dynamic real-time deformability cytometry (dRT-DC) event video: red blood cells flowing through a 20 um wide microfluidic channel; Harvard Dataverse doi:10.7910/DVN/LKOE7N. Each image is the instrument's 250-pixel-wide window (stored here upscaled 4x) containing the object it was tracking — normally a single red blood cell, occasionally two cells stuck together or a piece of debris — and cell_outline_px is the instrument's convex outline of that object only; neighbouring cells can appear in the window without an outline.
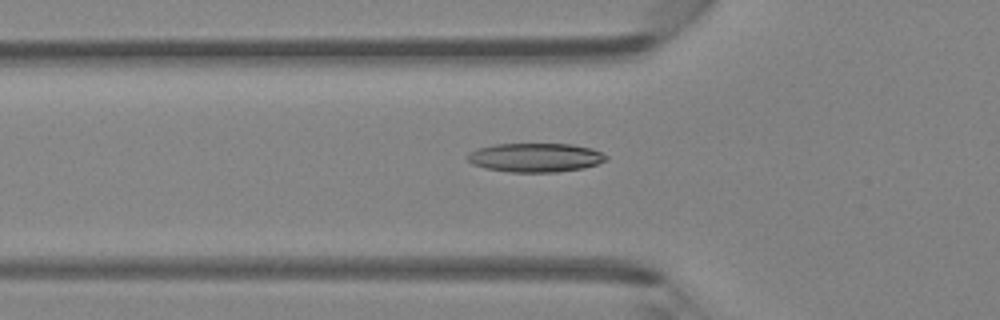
{"species": "Egyptian fruit bat (a non-hibernating species)", "species_latin": "Rousettus aegyptiacus", "temperature_condition": "room temperature", "stored_images_in_passage": 46, "camera_frame_rate_fps": 3000, "um_per_image_px": 0.085, "animal": {"sex": "female"}, "frame": {"image": 1, "passage_image": 16, "time_ms": 5.0, "image_size_px": [1000, 320], "cell_outline_px": [[608, 160], [584, 168], [556, 172], [512, 172], [484, 168], [472, 164], [468, 160], [468, 156], [472, 152], [480, 148], [496, 144], [572, 144], [592, 148], [608, 156]], "centroid_in_image_um": [45.56, 13.39], "position_along_channel_um": 80.2, "area_um2": 23.24}}
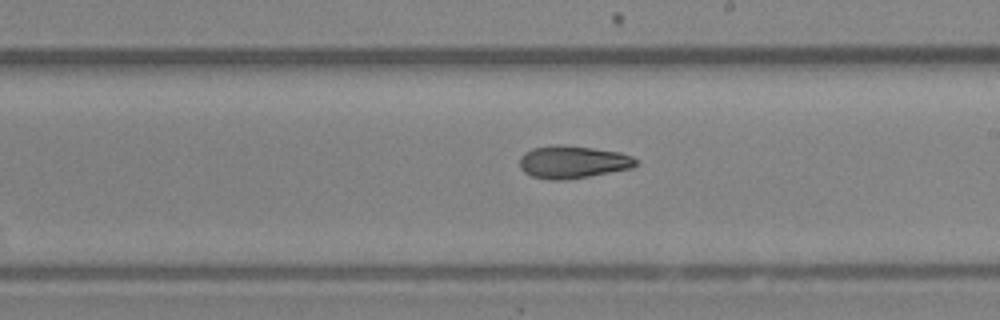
{"frame": {"image": 2, "passage_image": 27, "time_ms": 8.667, "image_size_px": [1000, 320], "cell_outline_px": [[636, 164], [632, 168], [588, 176], [564, 180], [552, 180], [532, 176], [524, 172], [520, 168], [520, 156], [524, 152], [532, 148], [552, 144], [560, 144], [592, 148], [620, 152], [632, 156], [636, 160]], "centroid_in_image_um": [48.64, 13.76], "position_along_channel_um": 240.4, "area_um2": 22.08}}
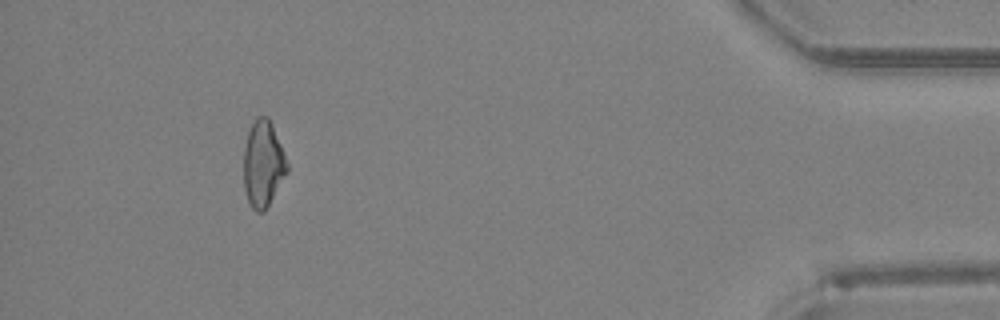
{"frame": {"image": 3, "passage_image": 43, "time_ms": 14.0, "image_size_px": [1000, 320], "cell_outline_px": [[288, 172], [264, 212], [256, 212], [248, 204], [244, 188], [244, 148], [248, 132], [256, 116], [268, 116], [272, 124], [288, 164]], "centroid_in_image_um": [22.35, 13.95], "position_along_channel_um": 412.8, "area_um2": 21.85}, "authors_computed_cell_mechanics": {"area_um2": 22.1663, "velocity_mm_per_s": 4.3643, "shape_relaxation_time_tau1_ms": 6.5175, "shape_relaxation_time_tau2_ms": 6.0913, "deformation_change_tau1": 0.1559, "deformation_change_tau2": 0.1519}}